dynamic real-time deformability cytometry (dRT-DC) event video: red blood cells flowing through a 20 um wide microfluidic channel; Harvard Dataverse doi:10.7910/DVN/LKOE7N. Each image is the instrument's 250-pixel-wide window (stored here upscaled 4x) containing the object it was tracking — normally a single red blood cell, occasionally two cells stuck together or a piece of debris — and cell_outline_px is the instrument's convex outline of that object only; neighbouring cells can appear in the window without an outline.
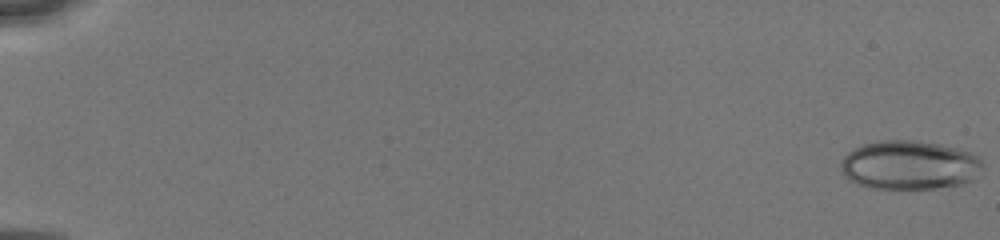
{"species": "human", "species_latin": "Homo sapiens", "temperature_condition": "cold", "stored_images_in_passage": 3, "camera_frame_rate_fps": 3000, "um_per_image_px": 0.085, "donor": {"sex": "male"}, "frame": {"image": 1, "passage_image": 1, "time_ms": 0.0, "image_size_px": [1000, 240], "cell_outline_px": [[984, 168], [980, 176], [972, 180], [960, 184], [932, 188], [868, 188], [856, 184], [848, 180], [840, 172], [840, 160], [848, 152], [864, 144], [884, 140], [912, 140], [936, 144], [956, 148], [980, 156], [984, 164]], "centroid_in_image_um": [77.3, 14.04], "position_along_channel_um": 7.7, "area_um2": 40.75}}